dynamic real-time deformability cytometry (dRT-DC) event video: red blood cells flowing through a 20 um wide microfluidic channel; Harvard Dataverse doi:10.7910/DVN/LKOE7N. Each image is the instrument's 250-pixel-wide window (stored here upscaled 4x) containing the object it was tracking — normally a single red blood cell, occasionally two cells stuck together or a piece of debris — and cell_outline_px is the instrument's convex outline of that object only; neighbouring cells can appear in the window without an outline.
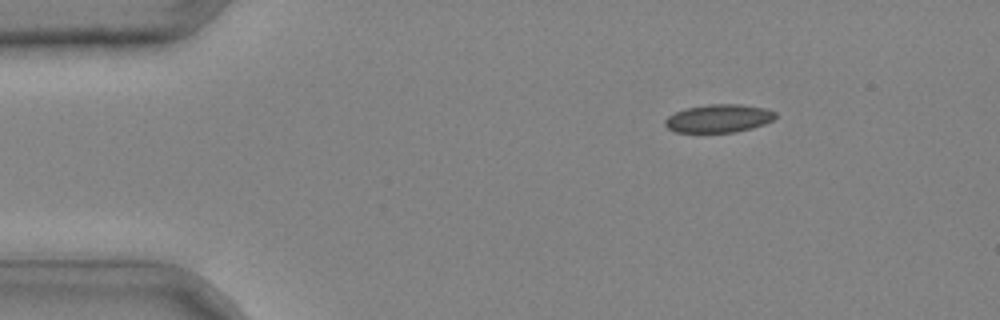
{"species": "common noctule bat (a hibernating species)", "species_latin": "Nyctalus noctula", "temperature_condition": "cold", "stored_images_in_passage": 40, "camera_frame_rate_fps": 3000, "um_per_image_px": 0.085, "animal": {"sex": "male", "body_mass_g": 20.4}, "frame": {"image": 1, "passage_image": 7, "time_ms": 2.0, "image_size_px": [1000, 320], "cell_outline_px": [[776, 116], [772, 120], [764, 124], [752, 128], [736, 132], [676, 132], [668, 128], [664, 124], [664, 120], [668, 116], [676, 112], [688, 108], [708, 104], [740, 104], [764, 108], [776, 112]], "centroid_in_image_um": [61.09, 10.07], "position_along_channel_um": 23.9, "area_um2": 17.98}}
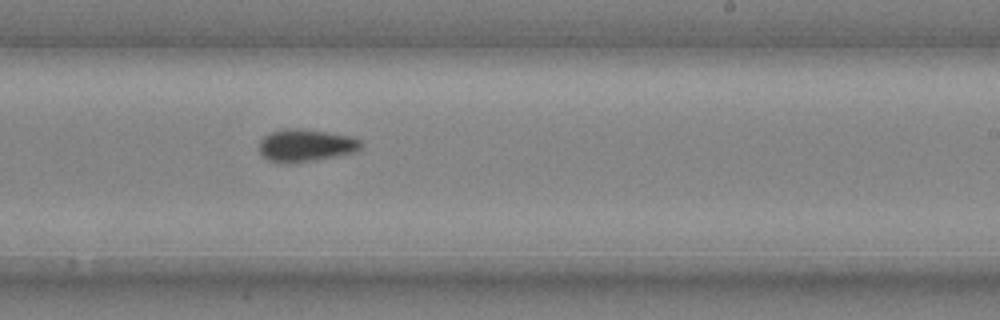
{"frame": {"image": 2, "passage_image": 27, "time_ms": 8.667, "image_size_px": [1000, 320], "cell_outline_px": [[364, 144], [356, 152], [316, 160], [292, 164], [280, 164], [268, 160], [260, 152], [260, 140], [264, 136], [272, 132], [288, 128], [300, 128], [352, 136], [360, 140]], "centroid_in_image_um": [26.0, 12.38], "position_along_channel_um": 263.0, "area_um2": 19.48}}
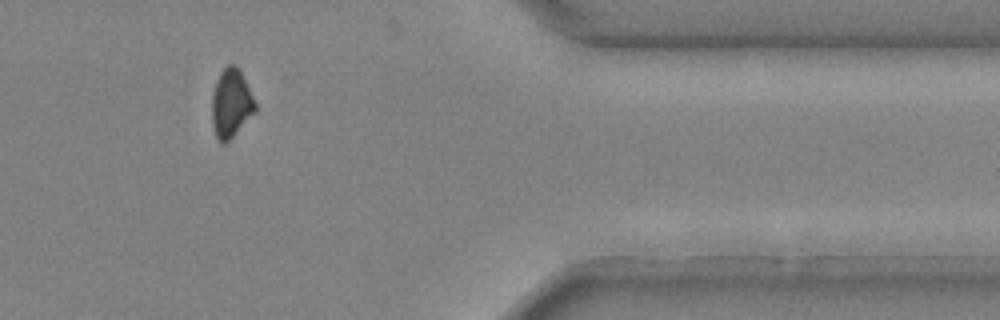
{"frame": {"image": 3, "passage_image": 37, "time_ms": 12.0, "image_size_px": [1000, 320], "cell_outline_px": [[256, 112], [224, 144], [220, 144], [216, 136], [212, 124], [212, 92], [216, 80], [220, 72], [228, 64], [236, 64], [256, 104]], "centroid_in_image_um": [19.62, 8.79], "position_along_channel_um": 391.8, "area_um2": 17.11}}